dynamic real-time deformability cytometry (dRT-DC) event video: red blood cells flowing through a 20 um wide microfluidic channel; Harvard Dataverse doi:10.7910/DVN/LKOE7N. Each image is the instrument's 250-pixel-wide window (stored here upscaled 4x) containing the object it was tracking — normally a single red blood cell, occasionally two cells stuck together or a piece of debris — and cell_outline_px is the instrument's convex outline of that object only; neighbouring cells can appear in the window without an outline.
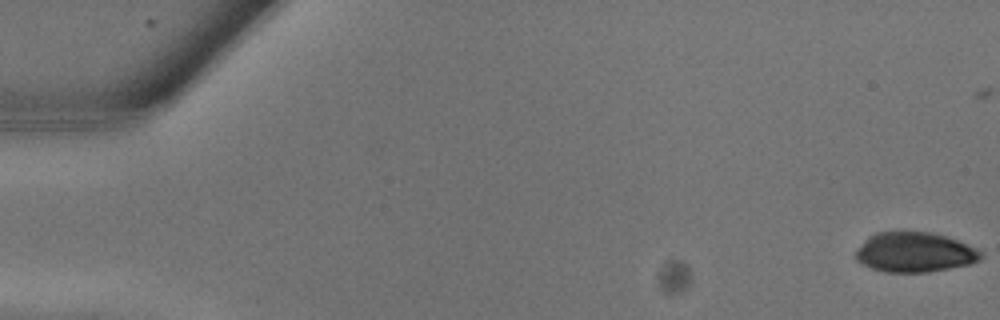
{"species": "common noctule bat (a hibernating species)", "species_latin": "Nyctalus noctula", "temperature_condition": "warm", "stored_images_in_passage": 18, "camera_frame_rate_fps": 3000, "um_per_image_px": 0.085, "animal": {"sex": "male", "body_mass_g": 13.3}, "frame": {"image": 1, "passage_image": 1, "time_ms": 0.0, "image_size_px": [1000, 320], "cell_outline_px": [[984, 256], [980, 260], [968, 264], [928, 272], [884, 272], [860, 264], [856, 260], [856, 248], [868, 236], [876, 232], [932, 232], [956, 240], [976, 248], [984, 252]], "centroid_in_image_um": [77.72, 21.44], "position_along_channel_um": 7.3, "area_um2": 29.13}}
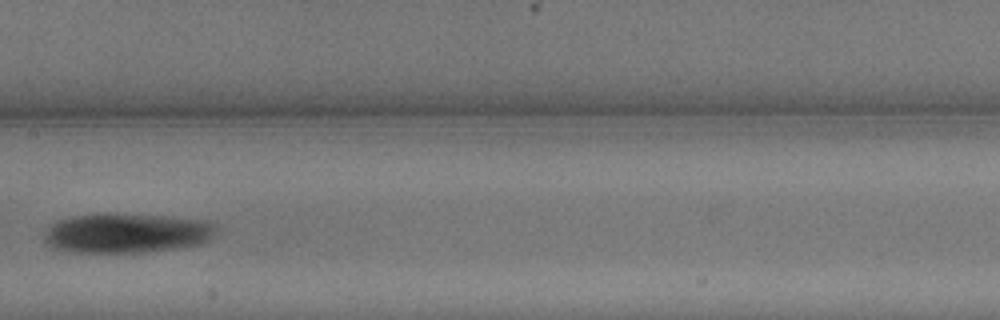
{"frame": {"image": 2, "passage_image": 14, "time_ms": 4.333, "image_size_px": [1000, 320], "cell_outline_px": [[220, 224], [216, 232], [208, 240], [200, 244], [148, 252], [72, 252], [56, 248], [48, 244], [44, 240], [44, 232], [56, 220], [68, 216], [96, 212], [116, 212], [196, 220]], "centroid_in_image_um": [10.71, 19.79], "position_along_channel_um": 196.7, "area_um2": 40.11}}
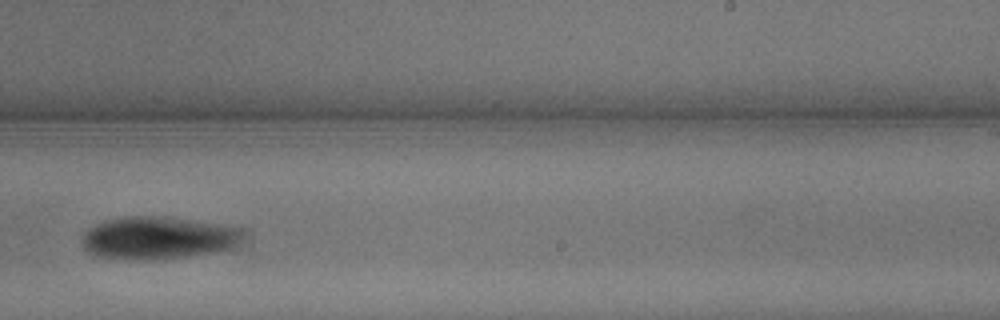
{"frame": {"image": 3, "passage_image": 17, "time_ms": 5.333, "image_size_px": [1000, 320], "cell_outline_px": [[244, 236], [228, 248], [216, 252], [164, 260], [144, 260], [96, 256], [88, 252], [84, 248], [84, 232], [88, 228], [104, 220], [124, 216], [156, 216], [220, 224], [244, 228]], "centroid_in_image_um": [13.42, 20.22], "position_along_channel_um": 275.6, "area_um2": 39.88}}